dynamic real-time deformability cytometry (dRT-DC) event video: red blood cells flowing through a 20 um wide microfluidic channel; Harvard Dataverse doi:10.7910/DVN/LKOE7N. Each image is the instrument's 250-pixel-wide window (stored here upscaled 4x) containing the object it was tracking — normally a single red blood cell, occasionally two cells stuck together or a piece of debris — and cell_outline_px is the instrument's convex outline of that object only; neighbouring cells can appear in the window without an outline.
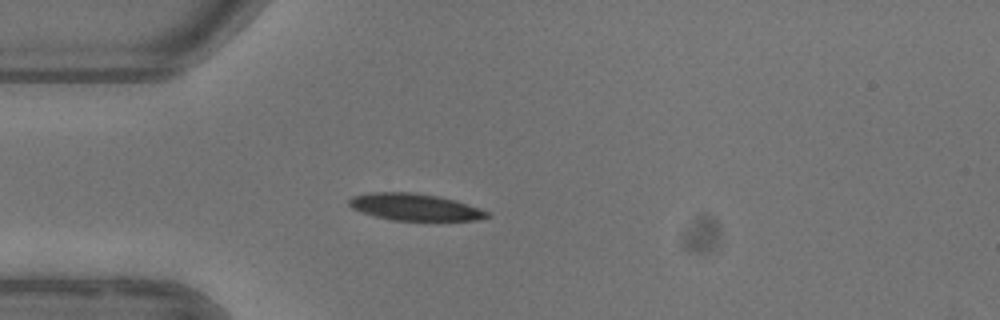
{"species": "common noctule bat (a hibernating species)", "species_latin": "Nyctalus noctula", "temperature_condition": "warm", "stored_images_in_passage": 1, "camera_frame_rate_fps": 3000, "um_per_image_px": 0.085, "animal": {"sex": "female"}, "frame": {"image": 1, "passage_image": 1, "time_ms": 0.0, "image_size_px": [1000, 320], "cell_outline_px": [[492, 216], [476, 220], [392, 220], [376, 216], [352, 208], [348, 204], [348, 200], [352, 196], [368, 192], [408, 192], [436, 196], [452, 200], [488, 212]], "centroid_in_image_um": [35.19, 17.6], "position_along_channel_um": 49.8, "area_um2": 21.1}}